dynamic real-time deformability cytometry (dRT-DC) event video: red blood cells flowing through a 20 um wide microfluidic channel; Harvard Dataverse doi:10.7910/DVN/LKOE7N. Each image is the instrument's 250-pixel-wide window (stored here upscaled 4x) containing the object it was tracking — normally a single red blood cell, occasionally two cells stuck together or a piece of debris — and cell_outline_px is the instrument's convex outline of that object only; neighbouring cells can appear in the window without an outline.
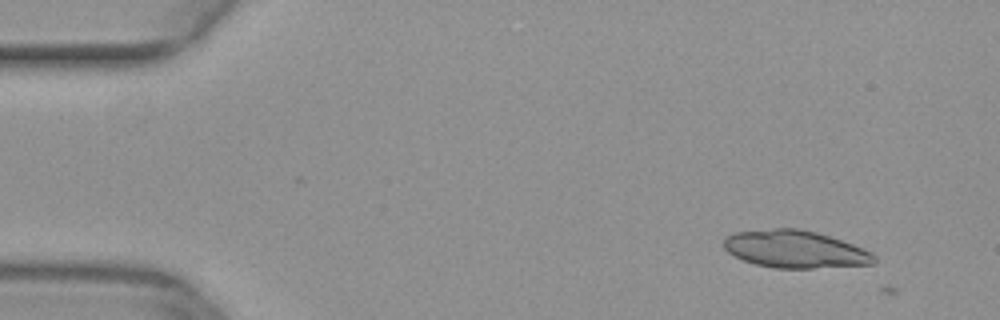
{"species": "common noctule bat (a hibernating species)", "species_latin": "Nyctalus noctula", "temperature_condition": "warm", "stored_images_in_passage": 4, "camera_frame_rate_fps": 3000, "um_per_image_px": 0.085, "animal": {"sex": "female", "body_mass_g": 29.2, "forearm_length_mm": 56.3}, "frame": {"image": 1, "passage_image": 3, "time_ms": 0.667, "image_size_px": [1000, 320], "cell_outline_px": [[876, 264], [812, 268], [772, 268], [756, 264], [744, 260], [728, 252], [724, 248], [724, 236], [736, 232], [772, 228], [800, 228], [816, 232], [852, 244], [872, 252], [876, 256]], "centroid_in_image_um": [67.59, 21.18], "position_along_channel_um": 17.4, "area_um2": 32.83}}